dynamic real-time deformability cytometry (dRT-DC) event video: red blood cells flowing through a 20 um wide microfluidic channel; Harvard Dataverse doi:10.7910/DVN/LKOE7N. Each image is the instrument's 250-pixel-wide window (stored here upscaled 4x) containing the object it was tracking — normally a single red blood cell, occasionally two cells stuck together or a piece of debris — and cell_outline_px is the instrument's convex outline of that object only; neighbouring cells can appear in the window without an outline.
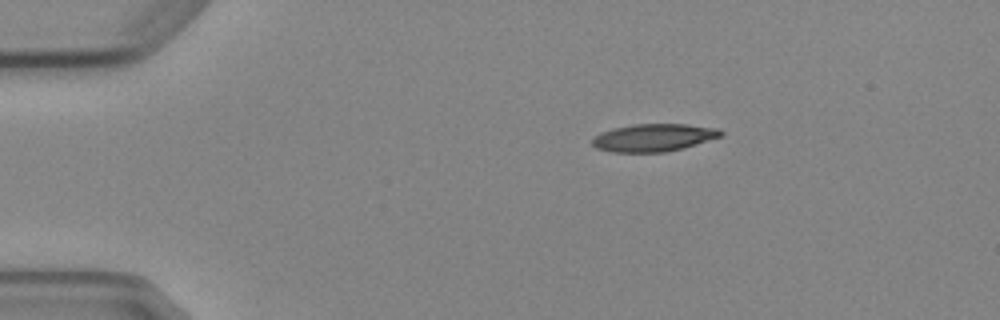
{"species": "Egyptian fruit bat (a non-hibernating species)", "species_latin": "Rousettus aegyptiacus", "temperature_condition": "cold", "stored_images_in_passage": 7, "camera_frame_rate_fps": 3000, "um_per_image_px": 0.085, "animal": {"sex": "female"}, "frame": {"image": 1, "passage_image": 1, "time_ms": 0.0, "image_size_px": [1000, 320], "cell_outline_px": [[724, 136], [684, 148], [664, 152], [612, 152], [596, 148], [592, 144], [592, 140], [600, 132], [612, 128], [632, 124], [688, 124], [720, 128], [724, 132]], "centroid_in_image_um": [55.61, 11.69], "position_along_channel_um": 29.4, "area_um2": 20.98}}
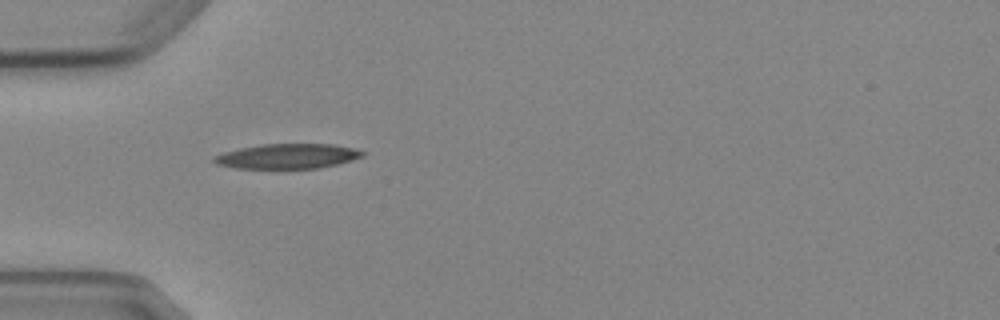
{"frame": {"image": 2, "passage_image": 3, "time_ms": 2.333, "image_size_px": [1000, 320], "cell_outline_px": [[364, 156], [352, 160], [320, 168], [232, 168], [216, 164], [212, 160], [212, 156], [224, 152], [240, 148], [260, 144], [332, 144], [352, 148], [364, 152]], "centroid_in_image_um": [24.39, 13.28], "position_along_channel_um": 60.6, "area_um2": 21.5}}
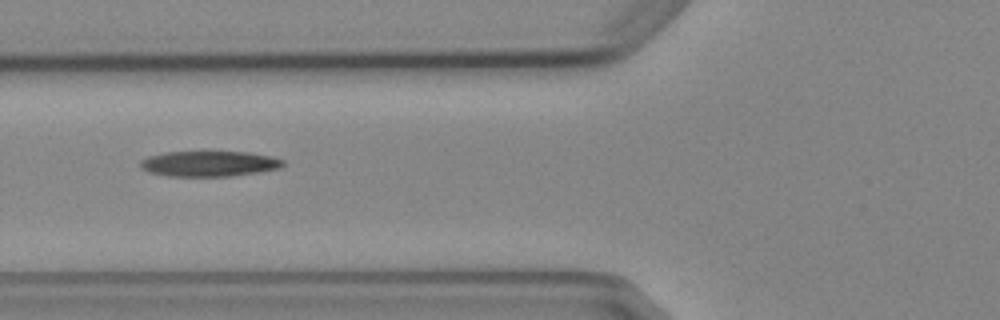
{"frame": {"image": 3, "passage_image": 4, "time_ms": 3.667, "image_size_px": [1000, 320], "cell_outline_px": [[284, 164], [280, 168], [232, 176], [168, 176], [148, 172], [140, 168], [140, 160], [148, 156], [168, 152], [248, 152], [272, 156], [284, 160]], "centroid_in_image_um": [17.76, 13.91], "position_along_channel_um": 108.0, "area_um2": 21.15}}